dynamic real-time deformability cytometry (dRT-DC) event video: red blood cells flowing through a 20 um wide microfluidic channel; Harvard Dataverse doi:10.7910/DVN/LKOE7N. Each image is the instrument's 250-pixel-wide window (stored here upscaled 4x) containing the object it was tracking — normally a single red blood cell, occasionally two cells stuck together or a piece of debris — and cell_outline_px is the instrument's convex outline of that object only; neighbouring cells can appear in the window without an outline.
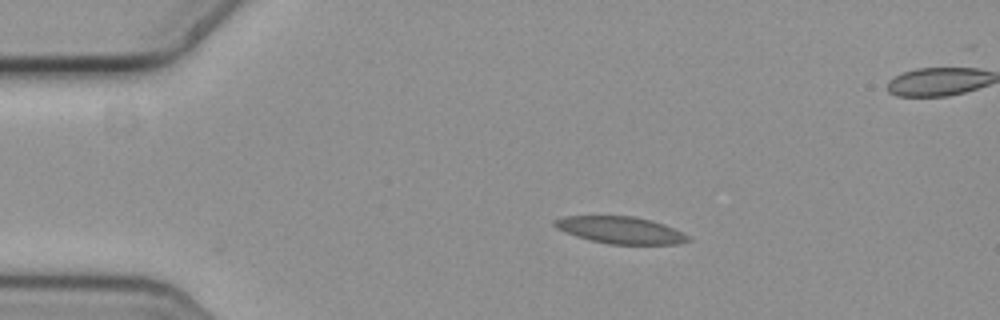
{"species": "common noctule bat (a hibernating species)", "species_latin": "Nyctalus noctula", "temperature_condition": "cold", "stored_images_in_passage": 48, "camera_frame_rate_fps": 3000, "um_per_image_px": 0.085, "animal": {"sex": "female", "body_mass_g": 19.3, "forearm_length_mm": 54.1}, "frame": {"image": 1, "passage_image": 1, "time_ms": 0.0, "image_size_px": [1000, 320], "cell_outline_px": [[692, 240], [680, 244], [608, 244], [588, 240], [576, 236], [556, 228], [552, 224], [552, 220], [564, 216], [632, 216], [652, 220], [664, 224], [688, 236]], "centroid_in_image_um": [52.7, 19.56], "position_along_channel_um": 32.3, "area_um2": 21.04}}
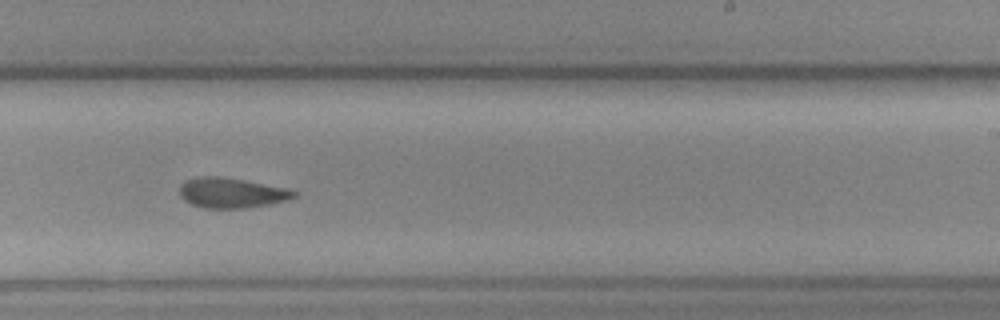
{"frame": {"image": 2, "passage_image": 25, "time_ms": 8.0, "image_size_px": [1000, 320], "cell_outline_px": [[296, 196], [288, 200], [268, 204], [244, 208], [204, 208], [192, 204], [184, 200], [180, 196], [180, 184], [184, 180], [204, 176], [216, 176], [244, 180], [288, 188], [296, 192]], "centroid_in_image_um": [19.66, 16.39], "position_along_channel_um": 269.3, "area_um2": 20.0}}
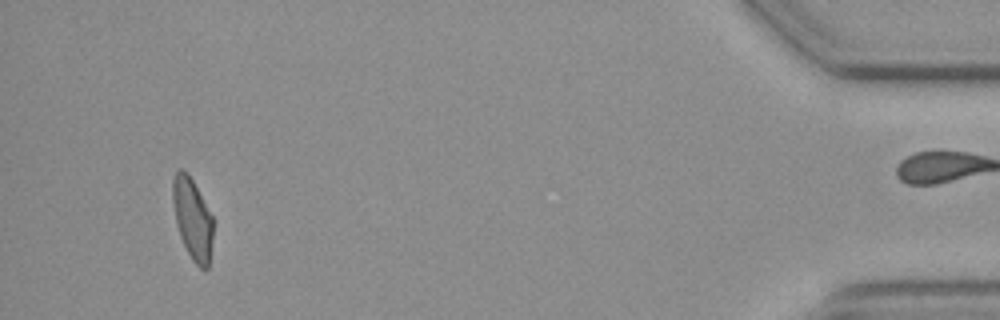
{"frame": {"image": 3, "passage_image": 44, "time_ms": 14.333, "image_size_px": [1000, 320], "cell_outline_px": [[212, 240], [208, 268], [200, 268], [192, 260], [180, 236], [176, 224], [172, 200], [172, 180], [176, 172], [180, 168], [192, 180], [212, 216]], "centroid_in_image_um": [16.34, 18.61], "position_along_channel_um": 418.9, "area_um2": 18.67}, "authors_computed_cell_mechanics": {"area_um2": 20.3167, "velocity_mm_per_s": 3.6008, "shape_relaxation_time_tau1_ms": null, "shape_relaxation_time_tau2_ms": 5.2607, "deformation_change_tau1": null, "deformation_change_tau2": 0.1155}}